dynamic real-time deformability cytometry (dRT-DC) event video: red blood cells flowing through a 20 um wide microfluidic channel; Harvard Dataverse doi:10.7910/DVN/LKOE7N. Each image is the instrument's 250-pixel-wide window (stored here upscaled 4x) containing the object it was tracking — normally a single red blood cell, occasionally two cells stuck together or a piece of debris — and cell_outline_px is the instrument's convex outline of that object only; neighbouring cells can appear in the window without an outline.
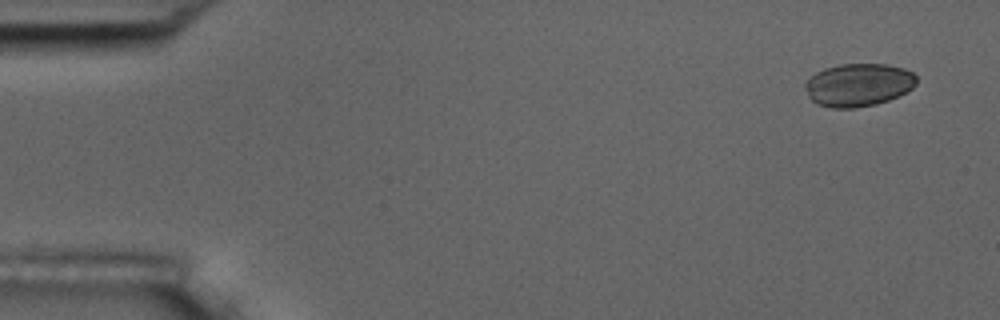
{"species": "common noctule bat (a hibernating species)", "species_latin": "Nyctalus noctula", "temperature_condition": "room temperature", "stored_images_in_passage": 6, "camera_frame_rate_fps": 3000, "um_per_image_px": 0.085, "animal": {"sex": "male", "body_mass_g": 17.5, "forearm_length_mm": 52.3}, "frame": {"image": 1, "passage_image": 1, "time_ms": 0.0, "image_size_px": [1000, 320], "cell_outline_px": [[916, 84], [912, 88], [888, 100], [876, 104], [856, 108], [832, 108], [816, 104], [808, 96], [804, 88], [804, 84], [816, 72], [824, 68], [840, 64], [884, 64], [904, 68], [912, 72], [916, 76]], "centroid_in_image_um": [72.94, 7.22], "position_along_channel_um": 12.1, "area_um2": 27.86}}
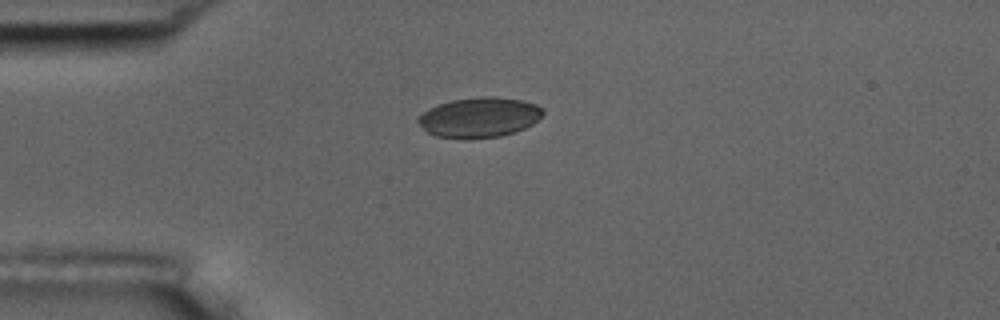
{"frame": {"image": 2, "passage_image": 4, "time_ms": 3.667, "image_size_px": [1000, 320], "cell_outline_px": [[544, 112], [532, 124], [524, 128], [500, 136], [436, 136], [428, 132], [416, 120], [428, 108], [452, 100], [480, 96], [496, 96], [520, 100], [536, 104], [544, 108]], "centroid_in_image_um": [40.77, 9.92], "position_along_channel_um": 44.2, "area_um2": 28.21}}